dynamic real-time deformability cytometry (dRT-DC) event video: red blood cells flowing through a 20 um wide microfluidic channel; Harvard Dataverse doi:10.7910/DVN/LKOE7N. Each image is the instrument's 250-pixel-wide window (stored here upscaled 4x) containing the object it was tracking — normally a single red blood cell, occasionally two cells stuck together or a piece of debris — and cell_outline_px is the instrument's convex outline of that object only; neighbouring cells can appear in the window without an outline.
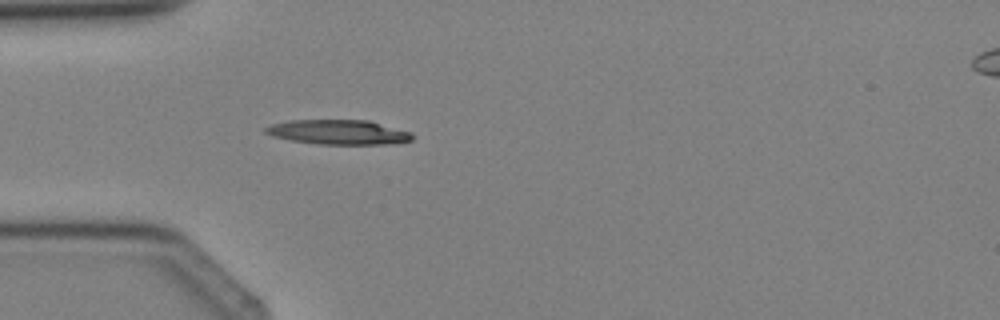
{"species": "Egyptian fruit bat (a non-hibernating species)", "species_latin": "Rousettus aegyptiacus", "temperature_condition": "cold", "stored_images_in_passage": 3, "segment_of_instrument_passage": [1, 2], "camera_frame_rate_fps": 3000, "um_per_image_px": 0.085, "animal": {"sex": "female"}, "frame": {"image": 1, "passage_image": 2, "time_ms": 1.0, "image_size_px": [1000, 320], "cell_outline_px": [[416, 136], [412, 140], [388, 144], [320, 144], [292, 140], [272, 136], [264, 132], [264, 128], [272, 124], [288, 120], [368, 120], [412, 132]], "centroid_in_image_um": [28.79, 11.23], "position_along_channel_um": 56.2, "area_um2": 21.1}}